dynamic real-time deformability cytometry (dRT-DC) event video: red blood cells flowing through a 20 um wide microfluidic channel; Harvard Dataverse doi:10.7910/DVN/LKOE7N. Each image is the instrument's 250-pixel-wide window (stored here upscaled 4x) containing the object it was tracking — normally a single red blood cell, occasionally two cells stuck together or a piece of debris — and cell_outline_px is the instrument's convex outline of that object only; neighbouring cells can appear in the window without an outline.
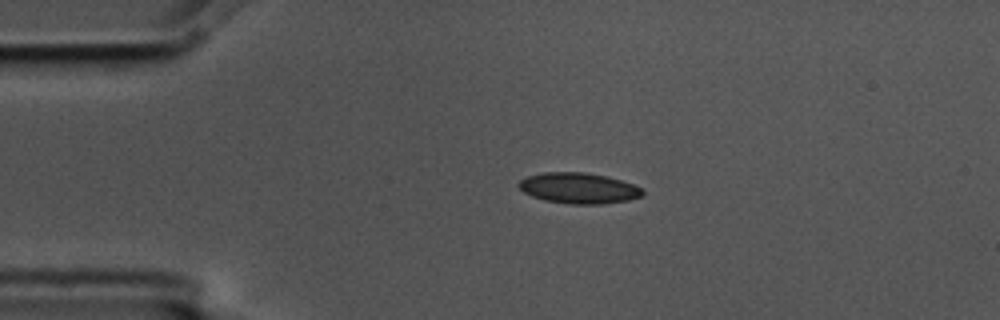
{"species": "common noctule bat (a hibernating species)", "species_latin": "Nyctalus noctula", "temperature_condition": "cold", "stored_images_in_passage": 45, "camera_frame_rate_fps": 3000, "um_per_image_px": 0.085, "animal": {"sex": "male", "body_mass_g": 17.5, "forearm_length_mm": 52.3}, "frame": {"image": 1, "passage_image": 1, "time_ms": 0.0, "image_size_px": [1000, 320], "cell_outline_px": [[644, 196], [628, 200], [604, 204], [568, 204], [544, 200], [532, 196], [524, 192], [516, 184], [520, 180], [528, 176], [544, 172], [584, 172], [608, 176], [644, 188]], "centroid_in_image_um": [49.21, 15.99], "position_along_channel_um": 35.8, "area_um2": 22.37}}
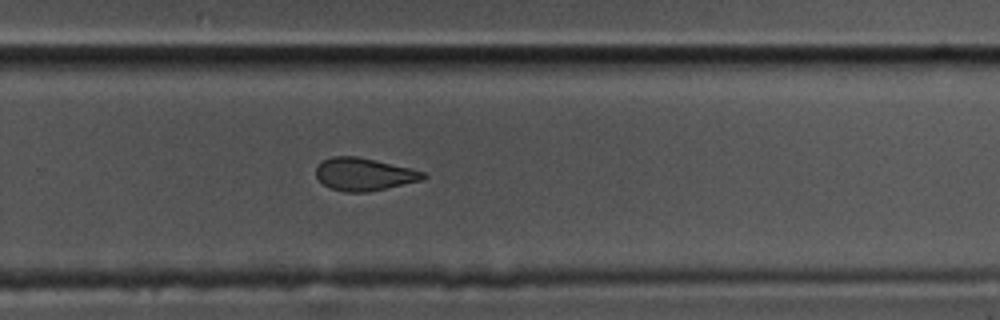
{"frame": {"image": 2, "passage_image": 26, "time_ms": 8.333, "image_size_px": [1000, 320], "cell_outline_px": [[428, 176], [424, 180], [368, 192], [344, 192], [332, 188], [324, 184], [316, 176], [316, 168], [324, 160], [332, 156], [356, 156], [376, 160], [412, 168], [424, 172]], "centroid_in_image_um": [30.99, 14.81], "position_along_channel_um": 298.8, "area_um2": 20.4}}
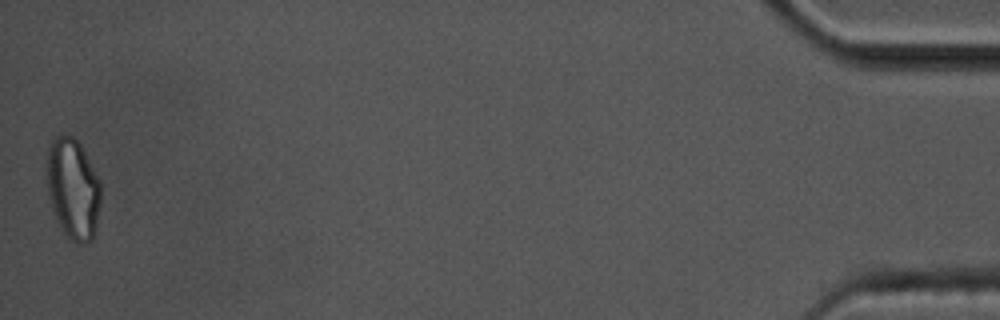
{"frame": {"image": 3, "passage_image": 45, "time_ms": 14.667, "image_size_px": [1000, 320], "cell_outline_px": [[100, 204], [96, 228], [92, 240], [84, 244], [80, 244], [72, 240], [60, 228], [56, 220], [52, 208], [48, 192], [48, 148], [52, 140], [56, 136], [72, 136], [80, 144], [100, 180]], "centroid_in_image_um": [6.22, 16.08], "position_along_channel_um": 429.0, "area_um2": 31.39}, "authors_computed_cell_mechanics": {"area_um2": 21.5594, "velocity_mm_per_s": 3.5586, "shape_relaxation_time_tau1_ms": 6.6503, "shape_relaxation_time_tau2_ms": 2.5725, "deformation_change_tau1": 0.1237, "deformation_change_tau2": 0.0845}}